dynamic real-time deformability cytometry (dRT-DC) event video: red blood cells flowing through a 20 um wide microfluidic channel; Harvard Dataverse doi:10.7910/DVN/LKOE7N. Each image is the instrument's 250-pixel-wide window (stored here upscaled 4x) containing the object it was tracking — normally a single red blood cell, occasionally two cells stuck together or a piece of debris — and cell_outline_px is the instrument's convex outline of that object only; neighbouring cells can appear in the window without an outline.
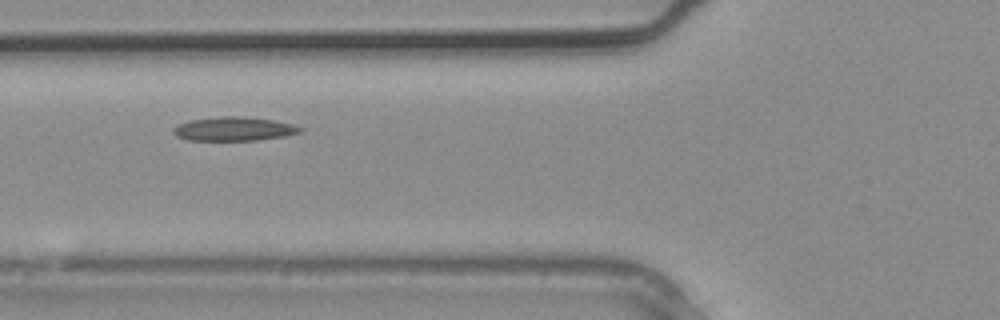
{"species": "common noctule bat (a hibernating species)", "species_latin": "Nyctalus noctula", "temperature_condition": "warm", "stored_images_in_passage": 3, "camera_frame_rate_fps": 3000, "um_per_image_px": 0.085, "animal": {"sex": "male", "body_mass_g": 20.4}, "frame": {"image": 1, "passage_image": 3, "time_ms": 0.667, "image_size_px": [1000, 320], "cell_outline_px": [[304, 128], [300, 132], [284, 136], [256, 140], [188, 140], [176, 136], [172, 132], [172, 128], [176, 124], [192, 120], [220, 116], [236, 116], [272, 120], [292, 124]], "centroid_in_image_um": [19.83, 10.96], "position_along_channel_um": 106.0, "area_um2": 17.51}}